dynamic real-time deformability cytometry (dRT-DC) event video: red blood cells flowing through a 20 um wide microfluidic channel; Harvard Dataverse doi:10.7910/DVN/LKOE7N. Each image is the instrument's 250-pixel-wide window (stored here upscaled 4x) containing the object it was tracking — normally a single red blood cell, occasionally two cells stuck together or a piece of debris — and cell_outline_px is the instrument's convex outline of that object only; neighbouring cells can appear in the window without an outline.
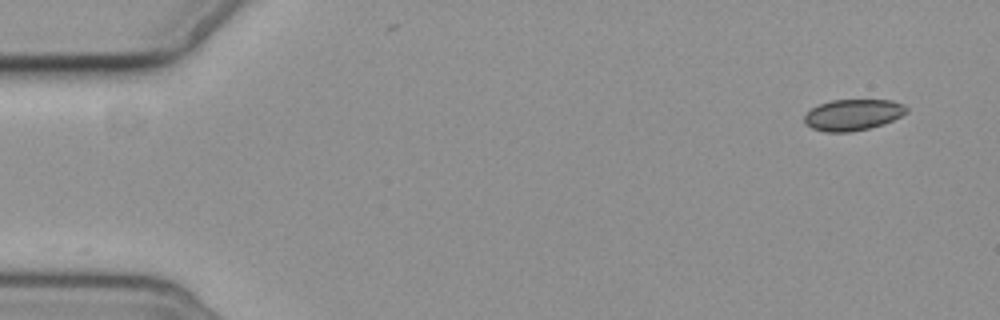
{"species": "common noctule bat (a hibernating species)", "species_latin": "Nyctalus noctula", "temperature_condition": "cold", "stored_images_in_passage": 7, "camera_frame_rate_fps": 3000, "um_per_image_px": 0.085, "animal": {"sex": "female", "body_mass_g": 19.3, "forearm_length_mm": 54.1}, "frame": {"image": 1, "passage_image": 1, "time_ms": 0.0, "image_size_px": [1000, 320], "cell_outline_px": [[908, 112], [884, 124], [852, 132], [824, 132], [812, 128], [804, 124], [804, 116], [812, 108], [820, 104], [832, 100], [892, 100], [904, 104], [908, 108]], "centroid_in_image_um": [72.5, 9.76], "position_along_channel_um": 12.5, "area_um2": 18.61}}
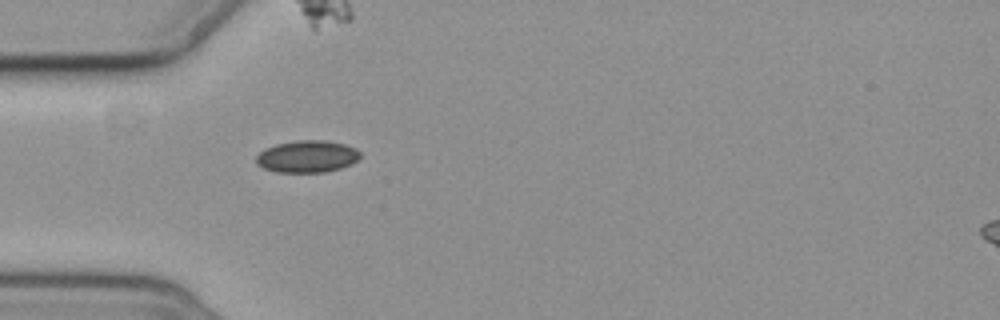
{"frame": {"image": 2, "passage_image": 5, "time_ms": 4.667, "image_size_px": [1000, 320], "cell_outline_px": [[360, 156], [352, 164], [340, 168], [324, 172], [276, 172], [264, 168], [256, 164], [256, 156], [264, 148], [276, 144], [296, 140], [324, 140], [344, 144], [356, 148], [360, 152]], "centroid_in_image_um": [26.09, 13.29], "position_along_channel_um": 58.9, "area_um2": 19.48}}
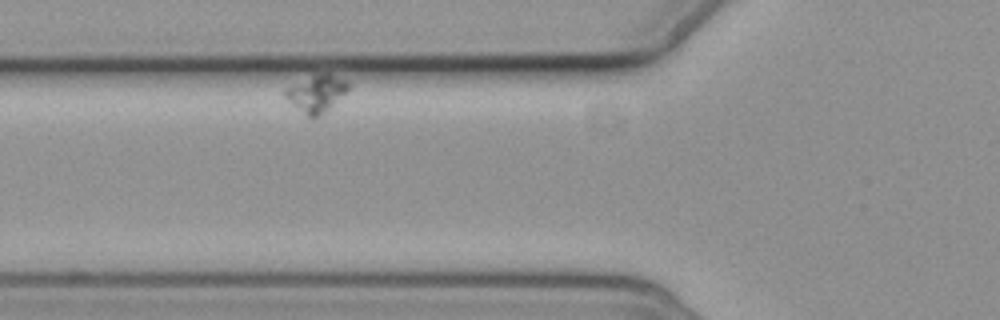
{"frame": {"image": 3, "passage_image": 7, "time_ms": 7.0, "image_size_px": [1000, 320], "cell_outline_px": [[352, 84], [320, 116], [312, 120], [292, 104], [284, 96], [284, 92], [288, 88], [316, 72], [328, 72], [348, 80]], "centroid_in_image_um": [26.92, 7.91], "position_along_channel_um": 98.9, "area_um2": 13.53}}